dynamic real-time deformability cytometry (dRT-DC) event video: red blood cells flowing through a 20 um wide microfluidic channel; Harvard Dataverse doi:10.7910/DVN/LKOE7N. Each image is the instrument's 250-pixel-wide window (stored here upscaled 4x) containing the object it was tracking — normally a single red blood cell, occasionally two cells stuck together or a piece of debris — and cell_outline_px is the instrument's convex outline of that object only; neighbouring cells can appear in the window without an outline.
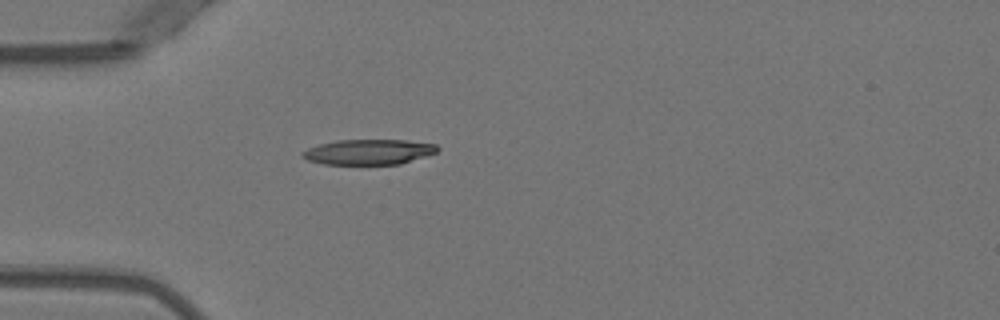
{"species": "Egyptian fruit bat (a non-hibernating species)", "species_latin": "Rousettus aegyptiacus", "temperature_condition": "warm", "stored_images_in_passage": 15, "camera_frame_rate_fps": 3000, "um_per_image_px": 0.085, "animal": {"sex": "female"}, "frame": {"image": 1, "passage_image": 1, "time_ms": 0.0, "image_size_px": [1000, 320], "cell_outline_px": [[440, 148], [436, 152], [400, 164], [324, 164], [308, 160], [300, 156], [300, 152], [308, 148], [320, 144], [336, 140], [408, 140], [436, 144]], "centroid_in_image_um": [31.31, 12.91], "position_along_channel_um": 53.7, "area_um2": 19.83}}
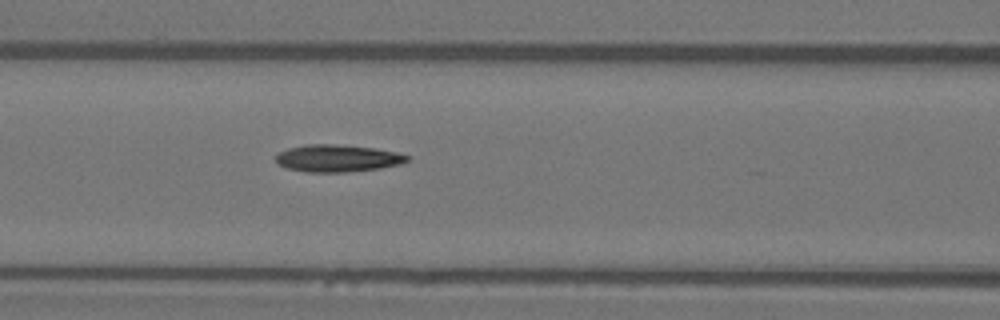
{"frame": {"image": 2, "passage_image": 8, "time_ms": 2.333, "image_size_px": [1000, 320], "cell_outline_px": [[408, 160], [400, 164], [380, 168], [348, 172], [308, 172], [288, 168], [276, 164], [276, 156], [280, 152], [288, 148], [308, 144], [332, 144], [376, 148], [396, 152], [408, 156]], "centroid_in_image_um": [28.67, 13.45], "position_along_channel_um": 137.9, "area_um2": 20.69}}
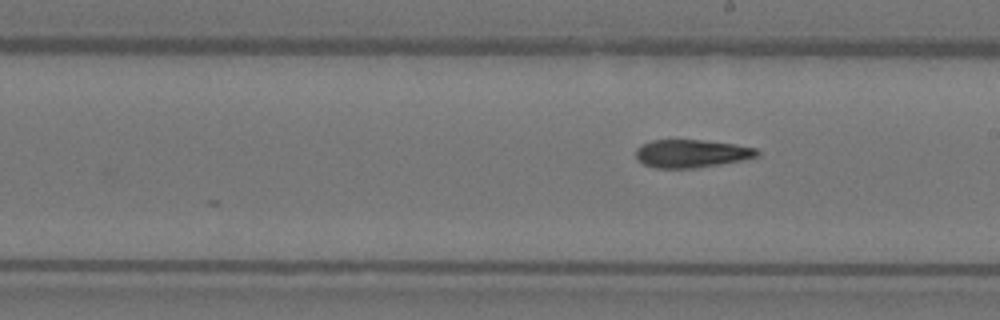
{"frame": {"image": 3, "passage_image": 15, "time_ms": 4.667, "image_size_px": [1000, 320], "cell_outline_px": [[760, 156], [720, 164], [692, 168], [656, 168], [644, 164], [636, 156], [636, 148], [640, 144], [652, 140], [700, 140], [736, 144], [756, 148], [760, 152]], "centroid_in_image_um": [58.78, 13.04], "position_along_channel_um": 230.2, "area_um2": 19.71}}